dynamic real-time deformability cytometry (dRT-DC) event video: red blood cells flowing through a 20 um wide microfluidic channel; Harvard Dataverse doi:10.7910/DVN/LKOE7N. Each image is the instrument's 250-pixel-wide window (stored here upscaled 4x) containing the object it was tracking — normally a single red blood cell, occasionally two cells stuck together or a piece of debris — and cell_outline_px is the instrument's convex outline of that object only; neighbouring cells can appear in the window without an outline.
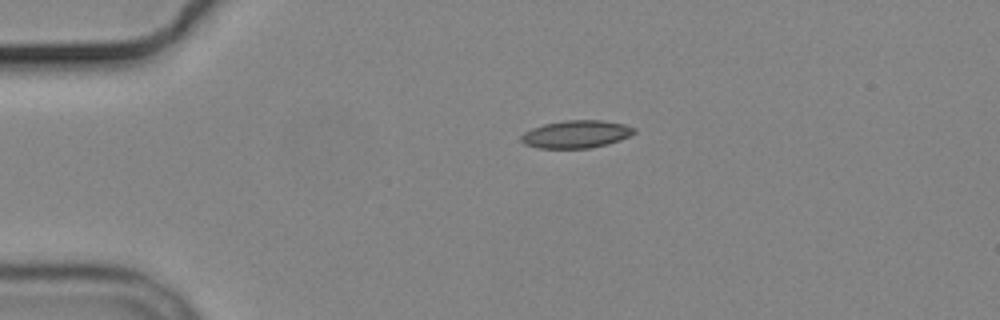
{"species": "common noctule bat (a hibernating species)", "species_latin": "Nyctalus noctula", "temperature_condition": "cold", "stored_images_in_passage": 2, "camera_frame_rate_fps": 3000, "um_per_image_px": 0.085, "animal": {"sex": "male", "body_mass_g": 19.2, "forearm_length_mm": 51.8}, "frame": {"image": 1, "passage_image": 1, "time_ms": 0.0, "image_size_px": [1000, 320], "cell_outline_px": [[636, 132], [620, 140], [608, 144], [592, 148], [540, 148], [524, 144], [520, 140], [520, 136], [524, 132], [532, 128], [544, 124], [564, 120], [604, 120], [624, 124], [636, 128]], "centroid_in_image_um": [48.98, 11.4], "position_along_channel_um": 36.0, "area_um2": 18.32}}